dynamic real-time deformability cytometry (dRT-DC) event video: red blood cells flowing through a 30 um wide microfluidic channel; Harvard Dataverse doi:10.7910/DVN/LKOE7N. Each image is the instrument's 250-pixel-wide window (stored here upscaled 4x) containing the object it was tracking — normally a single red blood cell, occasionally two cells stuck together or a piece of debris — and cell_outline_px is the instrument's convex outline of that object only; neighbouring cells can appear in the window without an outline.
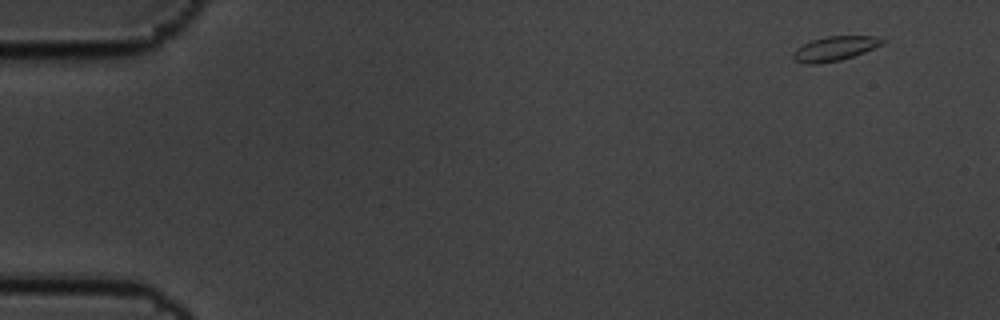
{"species": "common noctule bat (a hibernating species)", "species_latin": "Nyctalus noctula", "temperature_condition": "cold", "stored_images_in_passage": 13, "camera_frame_rate_fps": 3000, "um_per_image_px": 0.085, "animal": {"sex": "male", "body_mass_g": 19.5, "forearm_length_mm": 54.6}, "frame": {"image": 1, "passage_image": 1, "time_ms": 0.0, "image_size_px": [1000, 320], "cell_outline_px": [[888, 40], [884, 44], [864, 52], [840, 60], [816, 64], [808, 64], [796, 60], [792, 56], [792, 52], [796, 48], [812, 40], [828, 36], [876, 36]], "centroid_in_image_um": [70.99, 4.11], "position_along_channel_um": 14.0, "area_um2": 12.66}}
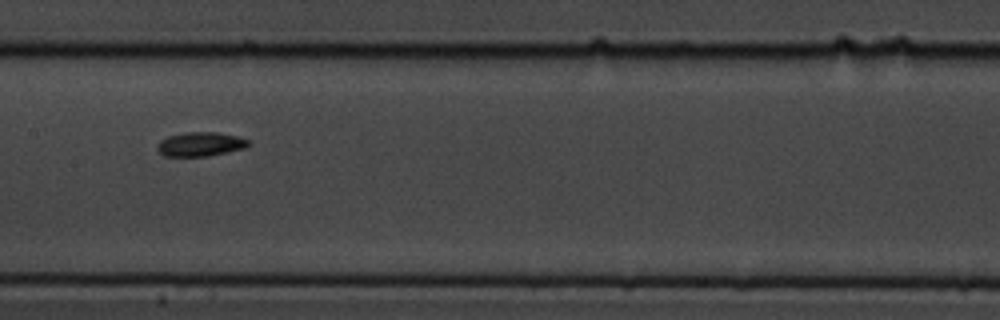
{"frame": {"image": 2, "passage_image": 8, "time_ms": 2.333, "image_size_px": [1000, 320], "cell_outline_px": [[252, 144], [248, 148], [208, 156], [164, 156], [156, 148], [156, 144], [160, 140], [168, 136], [184, 132], [216, 132], [236, 136], [248, 140]], "centroid_in_image_um": [17.05, 12.26], "position_along_channel_um": 190.4, "area_um2": 13.01}}
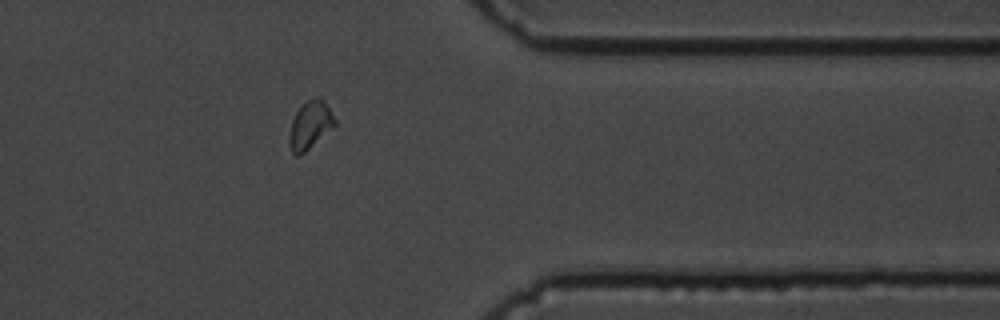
{"frame": {"image": 3, "passage_image": 13, "time_ms": 4.0, "image_size_px": [1000, 320], "cell_outline_px": [[336, 124], [332, 128], [300, 156], [296, 156], [292, 152], [288, 140], [288, 136], [292, 120], [296, 112], [308, 100], [316, 96], [320, 96], [324, 100], [336, 120]], "centroid_in_image_um": [26.35, 10.63], "position_along_channel_um": 385.0, "area_um2": 12.6}}